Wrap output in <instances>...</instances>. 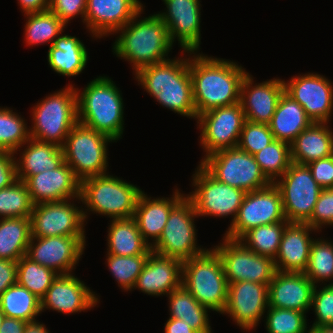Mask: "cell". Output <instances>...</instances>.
I'll return each instance as SVG.
<instances>
[{"label": "cell", "instance_id": "52", "mask_svg": "<svg viewBox=\"0 0 333 333\" xmlns=\"http://www.w3.org/2000/svg\"><path fill=\"white\" fill-rule=\"evenodd\" d=\"M17 261L0 259V296L10 286L16 284Z\"/></svg>", "mask_w": 333, "mask_h": 333}, {"label": "cell", "instance_id": "24", "mask_svg": "<svg viewBox=\"0 0 333 333\" xmlns=\"http://www.w3.org/2000/svg\"><path fill=\"white\" fill-rule=\"evenodd\" d=\"M249 73L243 78L240 91V104L247 121L269 124L278 102L285 92L281 78H273L255 83Z\"/></svg>", "mask_w": 333, "mask_h": 333}, {"label": "cell", "instance_id": "50", "mask_svg": "<svg viewBox=\"0 0 333 333\" xmlns=\"http://www.w3.org/2000/svg\"><path fill=\"white\" fill-rule=\"evenodd\" d=\"M314 180L323 188H333V155L307 164Z\"/></svg>", "mask_w": 333, "mask_h": 333}, {"label": "cell", "instance_id": "25", "mask_svg": "<svg viewBox=\"0 0 333 333\" xmlns=\"http://www.w3.org/2000/svg\"><path fill=\"white\" fill-rule=\"evenodd\" d=\"M314 287L304 272L276 271L268 285V307L307 313L311 309Z\"/></svg>", "mask_w": 333, "mask_h": 333}, {"label": "cell", "instance_id": "17", "mask_svg": "<svg viewBox=\"0 0 333 333\" xmlns=\"http://www.w3.org/2000/svg\"><path fill=\"white\" fill-rule=\"evenodd\" d=\"M285 93L297 101L317 123H330L333 116V83L325 76L308 72L283 79Z\"/></svg>", "mask_w": 333, "mask_h": 333}, {"label": "cell", "instance_id": "34", "mask_svg": "<svg viewBox=\"0 0 333 333\" xmlns=\"http://www.w3.org/2000/svg\"><path fill=\"white\" fill-rule=\"evenodd\" d=\"M166 297L169 300V318L184 320L197 333H213L208 316L211 311L201 305L184 285Z\"/></svg>", "mask_w": 333, "mask_h": 333}, {"label": "cell", "instance_id": "54", "mask_svg": "<svg viewBox=\"0 0 333 333\" xmlns=\"http://www.w3.org/2000/svg\"><path fill=\"white\" fill-rule=\"evenodd\" d=\"M164 333H197L184 320L168 318L164 325Z\"/></svg>", "mask_w": 333, "mask_h": 333}, {"label": "cell", "instance_id": "14", "mask_svg": "<svg viewBox=\"0 0 333 333\" xmlns=\"http://www.w3.org/2000/svg\"><path fill=\"white\" fill-rule=\"evenodd\" d=\"M76 201L81 204V198L79 197L33 205L30 217L31 238L86 237L85 225L87 221L84 219L83 205L78 207L75 204Z\"/></svg>", "mask_w": 333, "mask_h": 333}, {"label": "cell", "instance_id": "56", "mask_svg": "<svg viewBox=\"0 0 333 333\" xmlns=\"http://www.w3.org/2000/svg\"><path fill=\"white\" fill-rule=\"evenodd\" d=\"M24 333H51L48 330V327L46 328V325L37 321L33 322H27L25 325Z\"/></svg>", "mask_w": 333, "mask_h": 333}, {"label": "cell", "instance_id": "19", "mask_svg": "<svg viewBox=\"0 0 333 333\" xmlns=\"http://www.w3.org/2000/svg\"><path fill=\"white\" fill-rule=\"evenodd\" d=\"M86 246V237L54 236L31 238L26 256L59 275L72 274Z\"/></svg>", "mask_w": 333, "mask_h": 333}, {"label": "cell", "instance_id": "32", "mask_svg": "<svg viewBox=\"0 0 333 333\" xmlns=\"http://www.w3.org/2000/svg\"><path fill=\"white\" fill-rule=\"evenodd\" d=\"M312 123L313 121L306 115L304 108L284 92L269 127L274 140L286 142L290 145Z\"/></svg>", "mask_w": 333, "mask_h": 333}, {"label": "cell", "instance_id": "55", "mask_svg": "<svg viewBox=\"0 0 333 333\" xmlns=\"http://www.w3.org/2000/svg\"><path fill=\"white\" fill-rule=\"evenodd\" d=\"M26 323L21 319L5 317L0 333H24Z\"/></svg>", "mask_w": 333, "mask_h": 333}, {"label": "cell", "instance_id": "48", "mask_svg": "<svg viewBox=\"0 0 333 333\" xmlns=\"http://www.w3.org/2000/svg\"><path fill=\"white\" fill-rule=\"evenodd\" d=\"M306 224L319 233L323 228L333 226V188L322 189L312 216Z\"/></svg>", "mask_w": 333, "mask_h": 333}, {"label": "cell", "instance_id": "3", "mask_svg": "<svg viewBox=\"0 0 333 333\" xmlns=\"http://www.w3.org/2000/svg\"><path fill=\"white\" fill-rule=\"evenodd\" d=\"M144 8L143 5L132 20L115 33L118 37L112 45L113 54L128 61L133 74L145 66L169 59L174 46L163 20L157 13L142 17Z\"/></svg>", "mask_w": 333, "mask_h": 333}, {"label": "cell", "instance_id": "59", "mask_svg": "<svg viewBox=\"0 0 333 333\" xmlns=\"http://www.w3.org/2000/svg\"><path fill=\"white\" fill-rule=\"evenodd\" d=\"M307 333H324L322 330H312L310 329Z\"/></svg>", "mask_w": 333, "mask_h": 333}, {"label": "cell", "instance_id": "9", "mask_svg": "<svg viewBox=\"0 0 333 333\" xmlns=\"http://www.w3.org/2000/svg\"><path fill=\"white\" fill-rule=\"evenodd\" d=\"M199 164L217 181L245 192L259 190L271 184L254 155L238 147L210 154Z\"/></svg>", "mask_w": 333, "mask_h": 333}, {"label": "cell", "instance_id": "44", "mask_svg": "<svg viewBox=\"0 0 333 333\" xmlns=\"http://www.w3.org/2000/svg\"><path fill=\"white\" fill-rule=\"evenodd\" d=\"M33 203L24 181L17 179L0 190V219L31 217Z\"/></svg>", "mask_w": 333, "mask_h": 333}, {"label": "cell", "instance_id": "58", "mask_svg": "<svg viewBox=\"0 0 333 333\" xmlns=\"http://www.w3.org/2000/svg\"><path fill=\"white\" fill-rule=\"evenodd\" d=\"M4 318H5V315L0 309V332L2 330V322H3Z\"/></svg>", "mask_w": 333, "mask_h": 333}, {"label": "cell", "instance_id": "1", "mask_svg": "<svg viewBox=\"0 0 333 333\" xmlns=\"http://www.w3.org/2000/svg\"><path fill=\"white\" fill-rule=\"evenodd\" d=\"M189 72L197 117L239 102L241 84L248 73L233 60L198 52H189Z\"/></svg>", "mask_w": 333, "mask_h": 333}, {"label": "cell", "instance_id": "36", "mask_svg": "<svg viewBox=\"0 0 333 333\" xmlns=\"http://www.w3.org/2000/svg\"><path fill=\"white\" fill-rule=\"evenodd\" d=\"M0 309L5 317L17 318L26 322L37 321V316L42 313L41 300L17 283L1 294Z\"/></svg>", "mask_w": 333, "mask_h": 333}, {"label": "cell", "instance_id": "57", "mask_svg": "<svg viewBox=\"0 0 333 333\" xmlns=\"http://www.w3.org/2000/svg\"><path fill=\"white\" fill-rule=\"evenodd\" d=\"M324 333H333V324L328 325L325 329L322 330Z\"/></svg>", "mask_w": 333, "mask_h": 333}, {"label": "cell", "instance_id": "23", "mask_svg": "<svg viewBox=\"0 0 333 333\" xmlns=\"http://www.w3.org/2000/svg\"><path fill=\"white\" fill-rule=\"evenodd\" d=\"M17 179L26 184L34 205L80 197L81 181L65 161L54 170Z\"/></svg>", "mask_w": 333, "mask_h": 333}, {"label": "cell", "instance_id": "33", "mask_svg": "<svg viewBox=\"0 0 333 333\" xmlns=\"http://www.w3.org/2000/svg\"><path fill=\"white\" fill-rule=\"evenodd\" d=\"M107 253L119 256L150 254L151 246L143 239L134 218L110 220Z\"/></svg>", "mask_w": 333, "mask_h": 333}, {"label": "cell", "instance_id": "49", "mask_svg": "<svg viewBox=\"0 0 333 333\" xmlns=\"http://www.w3.org/2000/svg\"><path fill=\"white\" fill-rule=\"evenodd\" d=\"M87 0H50L49 10L52 11L66 26L73 19L81 17L85 23Z\"/></svg>", "mask_w": 333, "mask_h": 333}, {"label": "cell", "instance_id": "37", "mask_svg": "<svg viewBox=\"0 0 333 333\" xmlns=\"http://www.w3.org/2000/svg\"><path fill=\"white\" fill-rule=\"evenodd\" d=\"M26 18L24 37L27 46L53 44L67 26L50 10L23 14Z\"/></svg>", "mask_w": 333, "mask_h": 333}, {"label": "cell", "instance_id": "45", "mask_svg": "<svg viewBox=\"0 0 333 333\" xmlns=\"http://www.w3.org/2000/svg\"><path fill=\"white\" fill-rule=\"evenodd\" d=\"M306 314L292 309L268 307L264 326L267 333H307L310 326Z\"/></svg>", "mask_w": 333, "mask_h": 333}, {"label": "cell", "instance_id": "31", "mask_svg": "<svg viewBox=\"0 0 333 333\" xmlns=\"http://www.w3.org/2000/svg\"><path fill=\"white\" fill-rule=\"evenodd\" d=\"M329 123L313 122L290 144L293 163L307 165L333 155V130Z\"/></svg>", "mask_w": 333, "mask_h": 333}, {"label": "cell", "instance_id": "42", "mask_svg": "<svg viewBox=\"0 0 333 333\" xmlns=\"http://www.w3.org/2000/svg\"><path fill=\"white\" fill-rule=\"evenodd\" d=\"M254 158L271 183L279 179L292 163L290 145L279 140H273L254 154Z\"/></svg>", "mask_w": 333, "mask_h": 333}, {"label": "cell", "instance_id": "2", "mask_svg": "<svg viewBox=\"0 0 333 333\" xmlns=\"http://www.w3.org/2000/svg\"><path fill=\"white\" fill-rule=\"evenodd\" d=\"M181 53H184V56L181 55L180 58H169L139 69L133 74L135 75L133 78L161 106L183 117L196 120L192 80L189 72V51ZM186 53L188 58L185 56Z\"/></svg>", "mask_w": 333, "mask_h": 333}, {"label": "cell", "instance_id": "5", "mask_svg": "<svg viewBox=\"0 0 333 333\" xmlns=\"http://www.w3.org/2000/svg\"><path fill=\"white\" fill-rule=\"evenodd\" d=\"M142 192L137 185L109 173L84 179L80 186L84 219L91 212L110 220L133 218Z\"/></svg>", "mask_w": 333, "mask_h": 333}, {"label": "cell", "instance_id": "8", "mask_svg": "<svg viewBox=\"0 0 333 333\" xmlns=\"http://www.w3.org/2000/svg\"><path fill=\"white\" fill-rule=\"evenodd\" d=\"M111 142L115 141L107 135L77 123L62 146L64 161L80 181L107 174V150Z\"/></svg>", "mask_w": 333, "mask_h": 333}, {"label": "cell", "instance_id": "7", "mask_svg": "<svg viewBox=\"0 0 333 333\" xmlns=\"http://www.w3.org/2000/svg\"><path fill=\"white\" fill-rule=\"evenodd\" d=\"M182 285L210 311L222 314L227 302L228 282L221 258L211 247L183 261Z\"/></svg>", "mask_w": 333, "mask_h": 333}, {"label": "cell", "instance_id": "29", "mask_svg": "<svg viewBox=\"0 0 333 333\" xmlns=\"http://www.w3.org/2000/svg\"><path fill=\"white\" fill-rule=\"evenodd\" d=\"M13 154L15 156L17 177H31L46 170H54L64 162L62 147L32 138ZM18 154L20 155L17 158Z\"/></svg>", "mask_w": 333, "mask_h": 333}, {"label": "cell", "instance_id": "27", "mask_svg": "<svg viewBox=\"0 0 333 333\" xmlns=\"http://www.w3.org/2000/svg\"><path fill=\"white\" fill-rule=\"evenodd\" d=\"M180 191L176 187L171 197H153V199L144 191L140 194L133 218L143 239L151 247L159 240L171 209L186 195Z\"/></svg>", "mask_w": 333, "mask_h": 333}, {"label": "cell", "instance_id": "35", "mask_svg": "<svg viewBox=\"0 0 333 333\" xmlns=\"http://www.w3.org/2000/svg\"><path fill=\"white\" fill-rule=\"evenodd\" d=\"M31 237L30 218H1L0 259L18 261L26 255Z\"/></svg>", "mask_w": 333, "mask_h": 333}, {"label": "cell", "instance_id": "46", "mask_svg": "<svg viewBox=\"0 0 333 333\" xmlns=\"http://www.w3.org/2000/svg\"><path fill=\"white\" fill-rule=\"evenodd\" d=\"M311 310L316 318L310 329L323 330L333 324V284L315 285Z\"/></svg>", "mask_w": 333, "mask_h": 333}, {"label": "cell", "instance_id": "51", "mask_svg": "<svg viewBox=\"0 0 333 333\" xmlns=\"http://www.w3.org/2000/svg\"><path fill=\"white\" fill-rule=\"evenodd\" d=\"M14 158L13 153L0 152V190L17 180Z\"/></svg>", "mask_w": 333, "mask_h": 333}, {"label": "cell", "instance_id": "41", "mask_svg": "<svg viewBox=\"0 0 333 333\" xmlns=\"http://www.w3.org/2000/svg\"><path fill=\"white\" fill-rule=\"evenodd\" d=\"M10 107L0 106V152L15 153L30 139L28 122Z\"/></svg>", "mask_w": 333, "mask_h": 333}, {"label": "cell", "instance_id": "38", "mask_svg": "<svg viewBox=\"0 0 333 333\" xmlns=\"http://www.w3.org/2000/svg\"><path fill=\"white\" fill-rule=\"evenodd\" d=\"M304 274L314 285L333 284V241L315 238L310 248L309 262Z\"/></svg>", "mask_w": 333, "mask_h": 333}, {"label": "cell", "instance_id": "13", "mask_svg": "<svg viewBox=\"0 0 333 333\" xmlns=\"http://www.w3.org/2000/svg\"><path fill=\"white\" fill-rule=\"evenodd\" d=\"M212 248L218 253L227 282L250 281L269 285L276 270L274 259L254 253L238 239L223 236Z\"/></svg>", "mask_w": 333, "mask_h": 333}, {"label": "cell", "instance_id": "4", "mask_svg": "<svg viewBox=\"0 0 333 333\" xmlns=\"http://www.w3.org/2000/svg\"><path fill=\"white\" fill-rule=\"evenodd\" d=\"M76 88L78 123L107 135L115 142L124 132V101L120 88L109 76H97Z\"/></svg>", "mask_w": 333, "mask_h": 333}, {"label": "cell", "instance_id": "20", "mask_svg": "<svg viewBox=\"0 0 333 333\" xmlns=\"http://www.w3.org/2000/svg\"><path fill=\"white\" fill-rule=\"evenodd\" d=\"M201 0H169L157 14L166 24L170 40L183 51L199 52L201 45ZM175 42V43H174Z\"/></svg>", "mask_w": 333, "mask_h": 333}, {"label": "cell", "instance_id": "10", "mask_svg": "<svg viewBox=\"0 0 333 333\" xmlns=\"http://www.w3.org/2000/svg\"><path fill=\"white\" fill-rule=\"evenodd\" d=\"M195 218L199 217L193 202L185 195L171 209L159 240L151 247L152 251L182 262L205 252L208 248L197 244Z\"/></svg>", "mask_w": 333, "mask_h": 333}, {"label": "cell", "instance_id": "53", "mask_svg": "<svg viewBox=\"0 0 333 333\" xmlns=\"http://www.w3.org/2000/svg\"><path fill=\"white\" fill-rule=\"evenodd\" d=\"M20 10L24 14L49 10L50 0H17Z\"/></svg>", "mask_w": 333, "mask_h": 333}, {"label": "cell", "instance_id": "39", "mask_svg": "<svg viewBox=\"0 0 333 333\" xmlns=\"http://www.w3.org/2000/svg\"><path fill=\"white\" fill-rule=\"evenodd\" d=\"M288 224L289 222H279L254 227L244 233L238 240L254 253L275 259L284 229Z\"/></svg>", "mask_w": 333, "mask_h": 333}, {"label": "cell", "instance_id": "18", "mask_svg": "<svg viewBox=\"0 0 333 333\" xmlns=\"http://www.w3.org/2000/svg\"><path fill=\"white\" fill-rule=\"evenodd\" d=\"M268 309V285L250 281L228 284V295L222 315L244 331H252L263 320Z\"/></svg>", "mask_w": 333, "mask_h": 333}, {"label": "cell", "instance_id": "47", "mask_svg": "<svg viewBox=\"0 0 333 333\" xmlns=\"http://www.w3.org/2000/svg\"><path fill=\"white\" fill-rule=\"evenodd\" d=\"M274 140L269 124L245 121L237 147L251 155L256 154Z\"/></svg>", "mask_w": 333, "mask_h": 333}, {"label": "cell", "instance_id": "22", "mask_svg": "<svg viewBox=\"0 0 333 333\" xmlns=\"http://www.w3.org/2000/svg\"><path fill=\"white\" fill-rule=\"evenodd\" d=\"M143 8L140 0H87L85 27L92 38L114 35Z\"/></svg>", "mask_w": 333, "mask_h": 333}, {"label": "cell", "instance_id": "6", "mask_svg": "<svg viewBox=\"0 0 333 333\" xmlns=\"http://www.w3.org/2000/svg\"><path fill=\"white\" fill-rule=\"evenodd\" d=\"M75 84L50 93L31 110L30 138L62 147L71 129L78 123Z\"/></svg>", "mask_w": 333, "mask_h": 333}, {"label": "cell", "instance_id": "15", "mask_svg": "<svg viewBox=\"0 0 333 333\" xmlns=\"http://www.w3.org/2000/svg\"><path fill=\"white\" fill-rule=\"evenodd\" d=\"M245 119L240 102L222 106L199 115L200 146L204 156L200 162L217 151L237 147Z\"/></svg>", "mask_w": 333, "mask_h": 333}, {"label": "cell", "instance_id": "43", "mask_svg": "<svg viewBox=\"0 0 333 333\" xmlns=\"http://www.w3.org/2000/svg\"><path fill=\"white\" fill-rule=\"evenodd\" d=\"M150 254L119 256L106 254V265L122 290L134 291L137 278L144 268Z\"/></svg>", "mask_w": 333, "mask_h": 333}, {"label": "cell", "instance_id": "30", "mask_svg": "<svg viewBox=\"0 0 333 333\" xmlns=\"http://www.w3.org/2000/svg\"><path fill=\"white\" fill-rule=\"evenodd\" d=\"M88 58V50L82 40L69 34H60L47 52L48 65L52 71L68 78L83 73Z\"/></svg>", "mask_w": 333, "mask_h": 333}, {"label": "cell", "instance_id": "11", "mask_svg": "<svg viewBox=\"0 0 333 333\" xmlns=\"http://www.w3.org/2000/svg\"><path fill=\"white\" fill-rule=\"evenodd\" d=\"M192 192L186 196L193 202L198 217H231V225L238 214L244 190L221 183L212 177L200 164L192 175Z\"/></svg>", "mask_w": 333, "mask_h": 333}, {"label": "cell", "instance_id": "26", "mask_svg": "<svg viewBox=\"0 0 333 333\" xmlns=\"http://www.w3.org/2000/svg\"><path fill=\"white\" fill-rule=\"evenodd\" d=\"M182 264L177 258L151 252L133 289L150 296H167L182 284Z\"/></svg>", "mask_w": 333, "mask_h": 333}, {"label": "cell", "instance_id": "28", "mask_svg": "<svg viewBox=\"0 0 333 333\" xmlns=\"http://www.w3.org/2000/svg\"><path fill=\"white\" fill-rule=\"evenodd\" d=\"M319 231L306 223H289L283 232L277 256V271L304 272L307 269L310 248L314 238L310 234Z\"/></svg>", "mask_w": 333, "mask_h": 333}, {"label": "cell", "instance_id": "21", "mask_svg": "<svg viewBox=\"0 0 333 333\" xmlns=\"http://www.w3.org/2000/svg\"><path fill=\"white\" fill-rule=\"evenodd\" d=\"M84 281L72 274L58 275L41 299V312L62 314L87 312L100 303V298Z\"/></svg>", "mask_w": 333, "mask_h": 333}, {"label": "cell", "instance_id": "16", "mask_svg": "<svg viewBox=\"0 0 333 333\" xmlns=\"http://www.w3.org/2000/svg\"><path fill=\"white\" fill-rule=\"evenodd\" d=\"M279 222L288 221L284 216L281 194L274 183H271L265 188L246 192L235 221L223 235L239 239L254 227Z\"/></svg>", "mask_w": 333, "mask_h": 333}, {"label": "cell", "instance_id": "12", "mask_svg": "<svg viewBox=\"0 0 333 333\" xmlns=\"http://www.w3.org/2000/svg\"><path fill=\"white\" fill-rule=\"evenodd\" d=\"M274 185L281 194L285 219L289 223H306L323 189L312 177L308 166L292 162Z\"/></svg>", "mask_w": 333, "mask_h": 333}, {"label": "cell", "instance_id": "40", "mask_svg": "<svg viewBox=\"0 0 333 333\" xmlns=\"http://www.w3.org/2000/svg\"><path fill=\"white\" fill-rule=\"evenodd\" d=\"M59 274L32 261L26 255L17 261L16 283L27 288L40 300Z\"/></svg>", "mask_w": 333, "mask_h": 333}]
</instances>
